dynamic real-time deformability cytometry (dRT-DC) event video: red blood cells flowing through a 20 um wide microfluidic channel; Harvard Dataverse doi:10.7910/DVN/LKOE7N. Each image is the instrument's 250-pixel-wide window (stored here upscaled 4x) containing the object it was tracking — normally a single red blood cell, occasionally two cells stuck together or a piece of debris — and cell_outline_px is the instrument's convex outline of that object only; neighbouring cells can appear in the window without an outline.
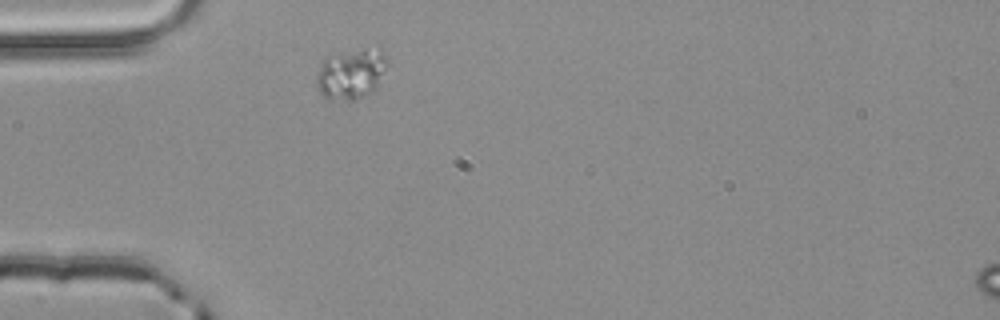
{"species": "common noctule bat (a hibernating species)", "species_latin": "Nyctalus noctula", "temperature_condition": "room temperature", "stored_images_in_passage": 1, "camera_frame_rate_fps": 3000, "um_per_image_px": 0.085, "animal": {"sex": "male", "body_mass_g": 20.4}, "frame": {"image": 1, "passage_image": 1, "time_ms": 0.0, "image_size_px": [1000, 320], "cell_outline_px": [[388, 64], [376, 92], [352, 100], [328, 100], [320, 92], [316, 80], [316, 76], [320, 64], [328, 56], [336, 52], [380, 44], [388, 60]], "centroid_in_image_um": [29.92, 6.21], "position_along_channel_um": 55.1, "area_um2": 21.91}}